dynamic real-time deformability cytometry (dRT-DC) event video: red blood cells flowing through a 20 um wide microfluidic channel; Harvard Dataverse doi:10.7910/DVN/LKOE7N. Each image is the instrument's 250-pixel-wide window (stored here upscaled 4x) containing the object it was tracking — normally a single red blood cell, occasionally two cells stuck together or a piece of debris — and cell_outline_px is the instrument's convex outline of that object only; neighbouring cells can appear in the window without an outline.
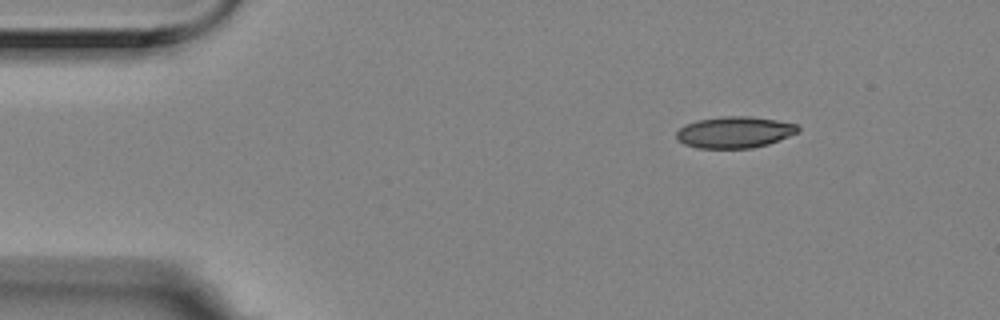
{"species": "Egyptian fruit bat (a non-hibernating species)", "species_latin": "Rousettus aegyptiacus", "temperature_condition": "room temperature", "stored_images_in_passage": 3, "camera_frame_rate_fps": 3000, "um_per_image_px": 0.085, "animal": {"sex": "female"}, "frame": {"image": 1, "passage_image": 1, "time_ms": 0.0, "image_size_px": [1000, 320], "cell_outline_px": [[800, 132], [768, 144], [752, 148], [700, 148], [684, 144], [676, 140], [676, 132], [684, 124], [696, 120], [724, 116], [752, 116], [776, 120], [796, 124], [800, 128]], "centroid_in_image_um": [62.43, 11.23], "position_along_channel_um": 22.6, "area_um2": 22.43}}